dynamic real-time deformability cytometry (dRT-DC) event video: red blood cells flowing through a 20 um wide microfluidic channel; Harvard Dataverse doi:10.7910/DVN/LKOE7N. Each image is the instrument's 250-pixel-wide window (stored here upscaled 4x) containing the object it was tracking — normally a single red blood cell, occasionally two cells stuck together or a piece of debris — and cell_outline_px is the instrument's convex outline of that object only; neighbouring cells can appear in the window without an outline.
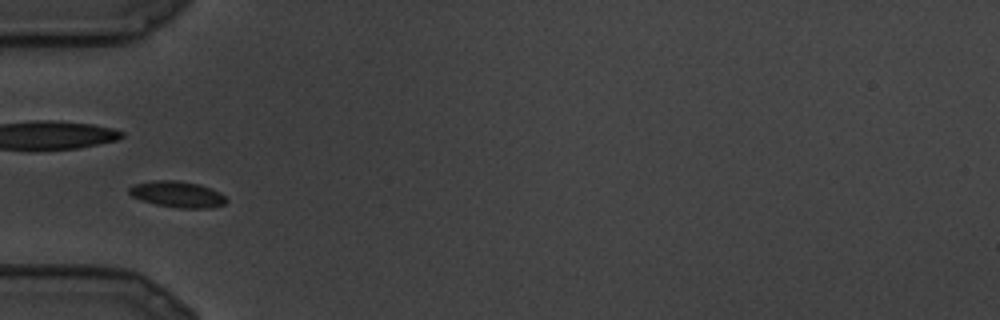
{"species": "common noctule bat (a hibernating species)", "species_latin": "Nyctalus noctula", "temperature_condition": "cold", "stored_images_in_passage": 5, "camera_frame_rate_fps": 3000, "um_per_image_px": 0.085, "animal": {"sex": "male", "body_mass_g": 19.5, "forearm_length_mm": 54.6}, "frame": {"image": 1, "passage_image": 4, "time_ms": 1.0, "image_size_px": [1000, 320], "cell_outline_px": [[228, 200], [224, 204], [208, 208], [180, 208], [156, 204], [140, 200], [132, 196], [128, 192], [128, 188], [132, 184], [152, 180], [176, 180], [200, 184], [212, 188], [220, 192]], "centroid_in_image_um": [15.06, 16.5], "position_along_channel_um": 69.9, "area_um2": 14.97}}